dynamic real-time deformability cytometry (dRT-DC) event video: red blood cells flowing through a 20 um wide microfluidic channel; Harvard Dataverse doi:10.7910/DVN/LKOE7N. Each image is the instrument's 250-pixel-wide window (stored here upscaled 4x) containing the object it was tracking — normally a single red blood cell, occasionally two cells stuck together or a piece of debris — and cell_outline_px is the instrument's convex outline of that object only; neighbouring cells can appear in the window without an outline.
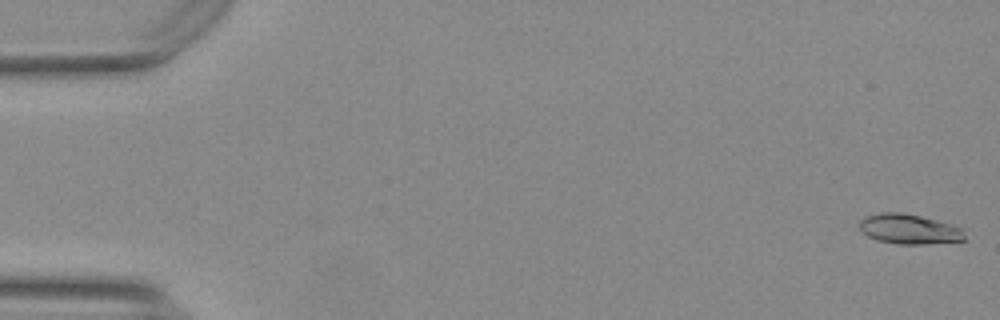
{"species": "Egyptian fruit bat (a non-hibernating species)", "species_latin": "Rousettus aegyptiacus", "temperature_condition": "warm", "stored_images_in_passage": 55, "camera_frame_rate_fps": 3000, "um_per_image_px": 0.085, "animal": {"sex": "female"}, "frame": {"image": 1, "passage_image": 1, "time_ms": 0.0, "image_size_px": [1000, 320], "cell_outline_px": [[968, 240], [924, 244], [896, 244], [876, 240], [868, 236], [860, 228], [860, 220], [864, 216], [880, 212], [900, 212], [920, 216], [952, 224], [964, 228]], "centroid_in_image_um": [77.33, 19.47], "position_along_channel_um": 7.7, "area_um2": 18.61}}
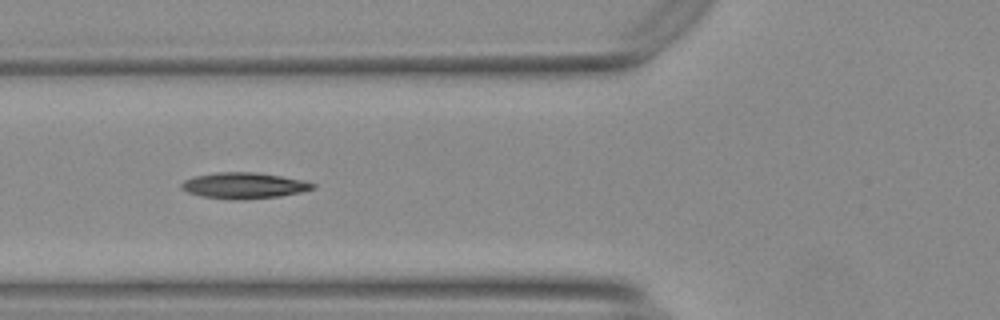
{"frame": {"image": 2, "passage_image": 21, "time_ms": 6.667, "image_size_px": [1000, 320], "cell_outline_px": [[316, 188], [300, 192], [280, 196], [244, 200], [232, 200], [204, 196], [188, 192], [180, 188], [180, 184], [184, 180], [192, 176], [216, 172], [256, 172], [304, 180], [316, 184]], "centroid_in_image_um": [20.73, 15.77], "position_along_channel_um": 105.1, "area_um2": 20.06}}
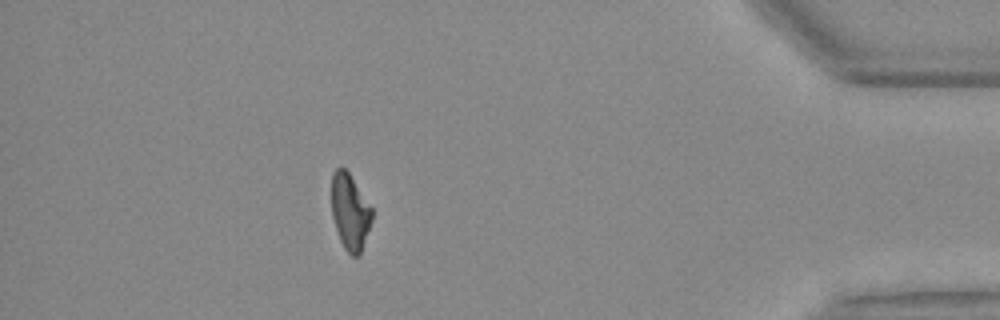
{"frame": {"image": 3, "passage_image": 49, "time_ms": 16.0, "image_size_px": [1000, 320], "cell_outline_px": [[372, 220], [360, 256], [352, 256], [344, 248], [340, 240], [332, 216], [332, 172], [340, 164], [348, 172], [372, 208]], "centroid_in_image_um": [29.75, 18.0], "position_along_channel_um": 405.5, "area_um2": 17.86}, "authors_computed_cell_mechanics": {"area_um2": 18.6116, "velocity_mm_per_s": 3.7287, "shape_relaxation_time_tau1_ms": null, "shape_relaxation_time_tau2_ms": 6.3969, "deformation_change_tau1": null, "deformation_change_tau2": 0.1437}}